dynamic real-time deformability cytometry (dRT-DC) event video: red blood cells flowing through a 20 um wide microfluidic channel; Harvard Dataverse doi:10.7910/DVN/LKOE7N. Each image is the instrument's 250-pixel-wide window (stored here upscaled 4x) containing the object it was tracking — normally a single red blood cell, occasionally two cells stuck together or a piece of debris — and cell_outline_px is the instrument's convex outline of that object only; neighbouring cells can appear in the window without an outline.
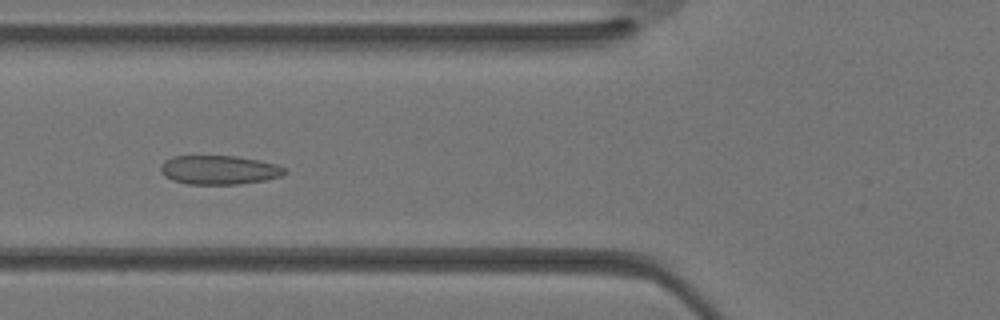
{"species": "Egyptian fruit bat (a non-hibernating species)", "species_latin": "Rousettus aegyptiacus", "temperature_condition": "warm", "stored_images_in_passage": 26, "camera_frame_rate_fps": 3000, "um_per_image_px": 0.085, "animal": {"sex": "female"}, "frame": {"image": 1, "passage_image": 5, "time_ms": 1.333, "image_size_px": [1000, 320], "cell_outline_px": [[288, 172], [280, 176], [264, 180], [236, 184], [188, 184], [172, 180], [164, 176], [160, 172], [160, 168], [164, 160], [172, 156], [236, 156], [260, 160], [276, 164], [288, 168]], "centroid_in_image_um": [18.62, 14.43], "position_along_channel_um": 107.2, "area_um2": 21.1}}
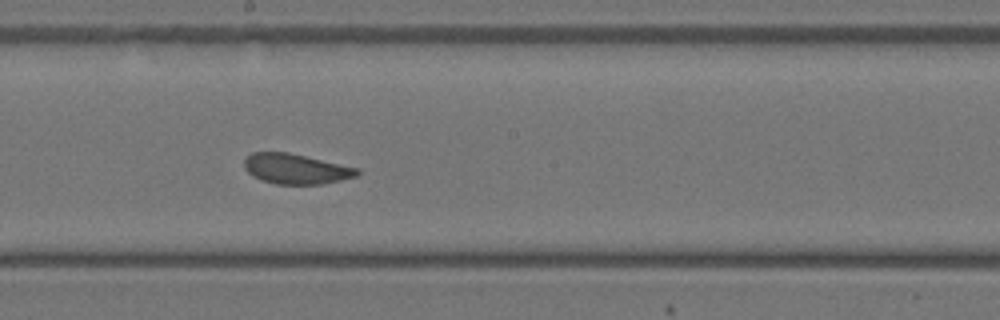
{"frame": {"image": 2, "passage_image": 11, "time_ms": 3.333, "image_size_px": [1000, 320], "cell_outline_px": [[360, 172], [356, 176], [340, 180], [320, 184], [276, 184], [260, 180], [252, 176], [244, 168], [244, 160], [252, 152], [288, 152], [360, 168]], "centroid_in_image_um": [25.14, 14.35], "position_along_channel_um": 223.1, "area_um2": 19.88}}
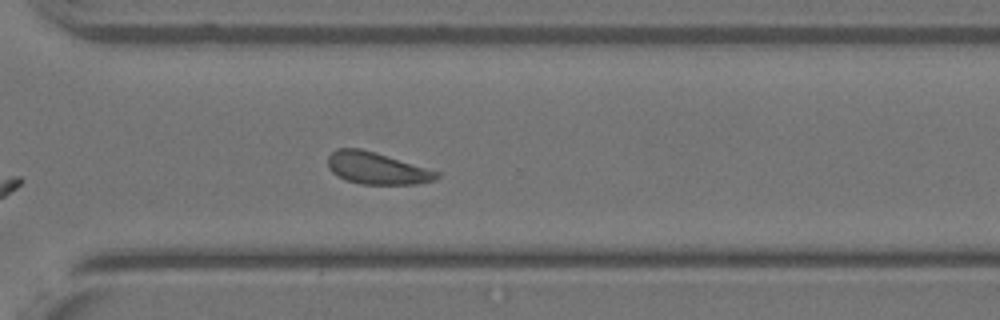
{"frame": {"image": 3, "passage_image": 17, "time_ms": 5.333, "image_size_px": [1000, 320], "cell_outline_px": [[440, 176], [432, 180], [420, 184], [360, 184], [348, 180], [332, 172], [328, 168], [328, 156], [336, 148], [360, 148], [376, 152], [440, 172]], "centroid_in_image_um": [32.03, 14.29], "position_along_channel_um": 338.6, "area_um2": 20.17}}